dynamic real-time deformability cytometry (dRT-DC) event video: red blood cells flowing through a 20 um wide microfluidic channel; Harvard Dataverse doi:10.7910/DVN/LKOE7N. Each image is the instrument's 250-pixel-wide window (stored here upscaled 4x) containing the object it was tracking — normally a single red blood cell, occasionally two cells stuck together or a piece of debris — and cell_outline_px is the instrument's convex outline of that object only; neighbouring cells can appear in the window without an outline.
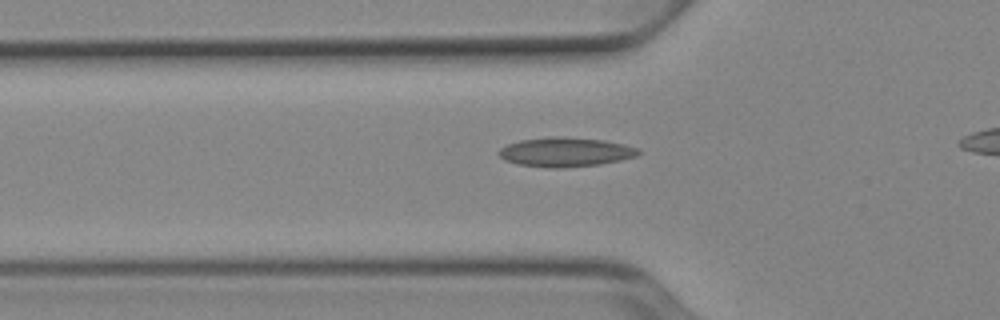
{"species": "Egyptian fruit bat (a non-hibernating species)", "species_latin": "Rousettus aegyptiacus", "temperature_condition": "cold", "stored_images_in_passage": 33, "camera_frame_rate_fps": 3000, "um_per_image_px": 0.085, "animal": {"sex": "female"}, "frame": {"image": 1, "passage_image": 5, "time_ms": 1.333, "image_size_px": [1000, 320], "cell_outline_px": [[640, 152], [636, 156], [620, 160], [600, 164], [564, 168], [548, 168], [516, 164], [504, 160], [496, 152], [500, 148], [508, 144], [520, 140], [552, 136], [560, 136], [604, 140], [624, 144], [640, 148]], "centroid_in_image_um": [48.04, 12.92], "position_along_channel_um": 77.8, "area_um2": 24.04}}
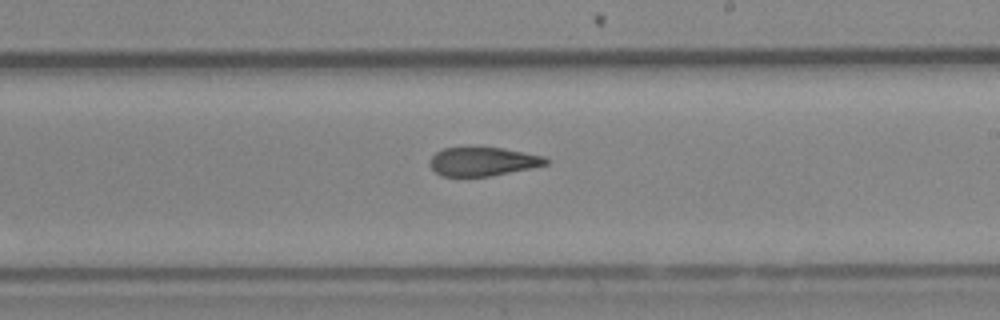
{"frame": {"image": 2, "passage_image": 18, "time_ms": 5.667, "image_size_px": [1000, 320], "cell_outline_px": [[552, 160], [548, 164], [532, 168], [492, 176], [440, 176], [428, 164], [432, 156], [436, 152], [444, 148], [500, 148], [524, 152], [544, 156]], "centroid_in_image_um": [41.08, 13.74], "position_along_channel_um": 247.9, "area_um2": 19.42}}
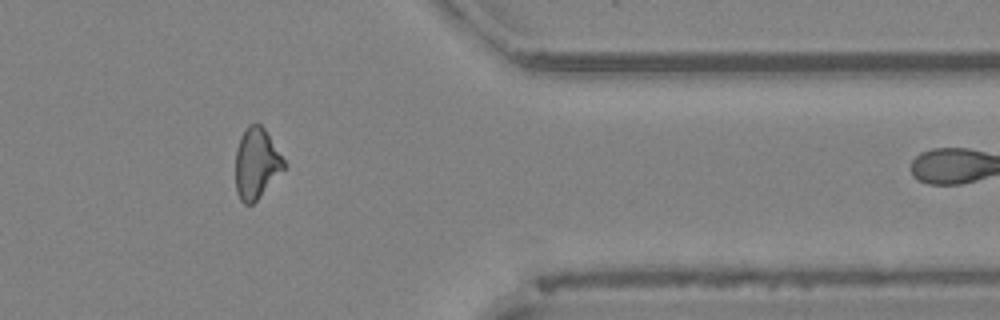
{"frame": {"image": 3, "passage_image": 30, "time_ms": 9.667, "image_size_px": [1000, 320], "cell_outline_px": [[284, 168], [256, 200], [252, 204], [244, 204], [240, 200], [236, 192], [236, 148], [240, 136], [244, 128], [248, 124], [260, 124], [264, 128], [284, 160]], "centroid_in_image_um": [21.75, 13.87], "position_along_channel_um": 389.7, "area_um2": 19.59}, "authors_computed_cell_mechanics": {"area_um2": 20.9814, "velocity_mm_per_s": 3.9294, "shape_relaxation_time_tau1_ms": null, "shape_relaxation_time_tau2_ms": 3.9603, "deformation_change_tau1": null, "deformation_change_tau2": 0.1279}}